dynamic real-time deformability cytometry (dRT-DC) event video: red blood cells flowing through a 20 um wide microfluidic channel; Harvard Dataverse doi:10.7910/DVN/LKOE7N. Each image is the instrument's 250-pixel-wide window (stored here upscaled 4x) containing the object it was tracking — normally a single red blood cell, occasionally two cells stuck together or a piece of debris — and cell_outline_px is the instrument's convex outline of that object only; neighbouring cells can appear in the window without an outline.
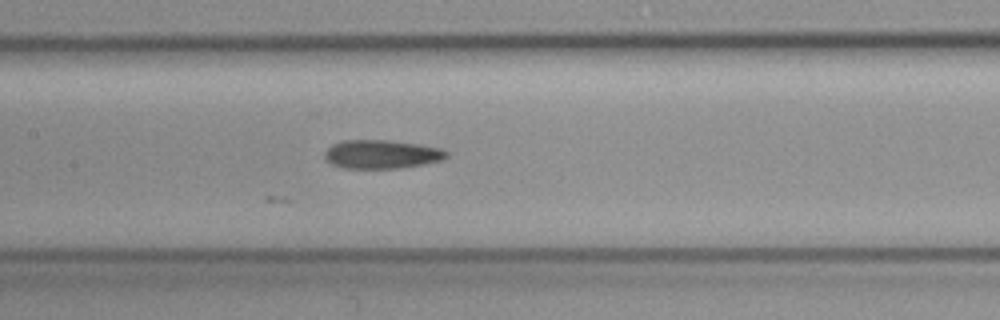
{"species": "common noctule bat (a hibernating species)", "species_latin": "Nyctalus noctula", "temperature_condition": "cold", "stored_images_in_passage": 40, "camera_frame_rate_fps": 3000, "um_per_image_px": 0.085, "animal": {"sex": "female", "body_mass_g": 19.3, "forearm_length_mm": 54.1}, "frame": {"image": 1, "passage_image": 13, "time_ms": 4.0, "image_size_px": [1000, 320], "cell_outline_px": [[448, 156], [444, 160], [424, 164], [400, 168], [344, 168], [332, 164], [324, 156], [324, 152], [332, 144], [344, 140], [388, 140], [416, 144], [440, 148], [448, 152]], "centroid_in_image_um": [32.45, 13.11], "position_along_channel_um": 174.9, "area_um2": 20.29}}
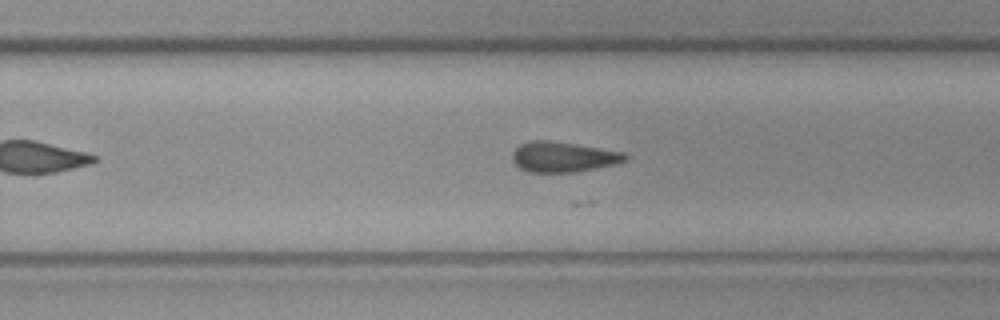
{"frame": {"image": 2, "passage_image": 22, "time_ms": 7.0, "image_size_px": [1000, 320], "cell_outline_px": [[628, 160], [616, 164], [576, 172], [528, 172], [520, 168], [512, 160], [512, 152], [520, 144], [532, 140], [552, 140], [624, 152], [628, 156]], "centroid_in_image_um": [47.88, 13.33], "position_along_channel_um": 281.9, "area_um2": 20.06}}
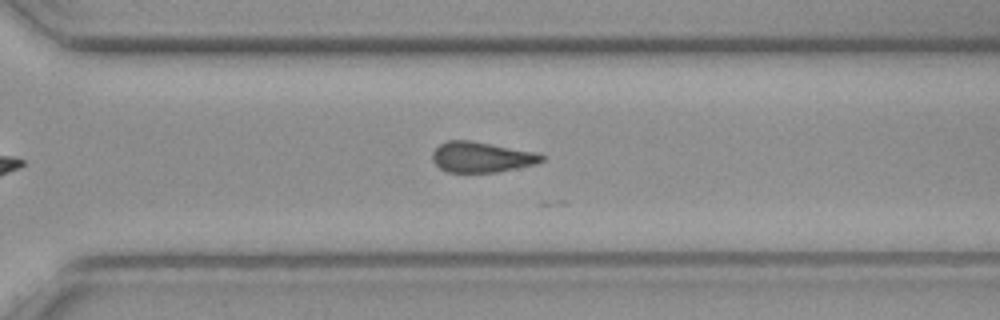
{"frame": {"image": 3, "passage_image": 26, "time_ms": 8.333, "image_size_px": [1000, 320], "cell_outline_px": [[544, 160], [536, 164], [496, 172], [448, 172], [440, 168], [432, 160], [432, 152], [440, 144], [448, 140], [468, 140], [536, 152], [544, 156]], "centroid_in_image_um": [40.91, 13.35], "position_along_channel_um": 329.7, "area_um2": 19.25}}